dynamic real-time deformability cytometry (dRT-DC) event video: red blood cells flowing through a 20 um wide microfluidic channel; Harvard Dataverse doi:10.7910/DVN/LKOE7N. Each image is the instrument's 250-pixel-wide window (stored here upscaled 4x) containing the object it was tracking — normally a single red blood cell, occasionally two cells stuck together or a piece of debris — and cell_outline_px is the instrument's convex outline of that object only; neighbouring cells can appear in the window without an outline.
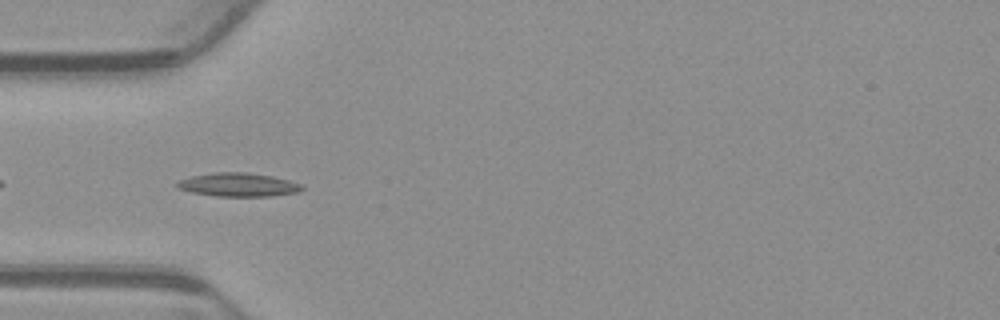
{"species": "common noctule bat (a hibernating species)", "species_latin": "Nyctalus noctula", "temperature_condition": "warm", "stored_images_in_passage": 39, "camera_frame_rate_fps": 3000, "um_per_image_px": 0.085, "animal": {"sex": "male", "body_mass_g": 23.1, "forearm_length_mm": 52.7}, "frame": {"image": 1, "passage_image": 3, "time_ms": 0.667, "image_size_px": [1000, 320], "cell_outline_px": [[304, 188], [300, 192], [272, 196], [216, 196], [192, 192], [176, 188], [176, 184], [180, 180], [192, 176], [212, 172], [248, 172], [272, 176], [288, 180], [300, 184]], "centroid_in_image_um": [20.26, 15.7], "position_along_channel_um": 64.7, "area_um2": 17.17}}
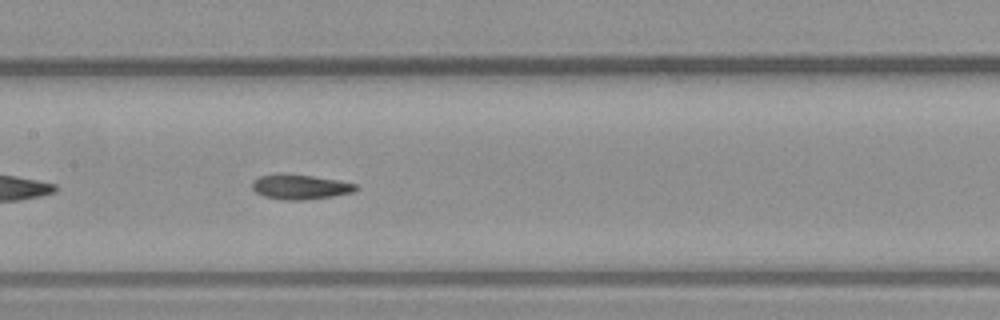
{"frame": {"image": 2, "passage_image": 12, "time_ms": 3.667, "image_size_px": [1000, 320], "cell_outline_px": [[360, 188], [356, 192], [308, 200], [284, 200], [264, 196], [256, 192], [252, 188], [252, 180], [260, 176], [280, 172], [312, 176], [340, 180], [356, 184]], "centroid_in_image_um": [25.53, 15.87], "position_along_channel_um": 181.9, "area_um2": 15.37}}
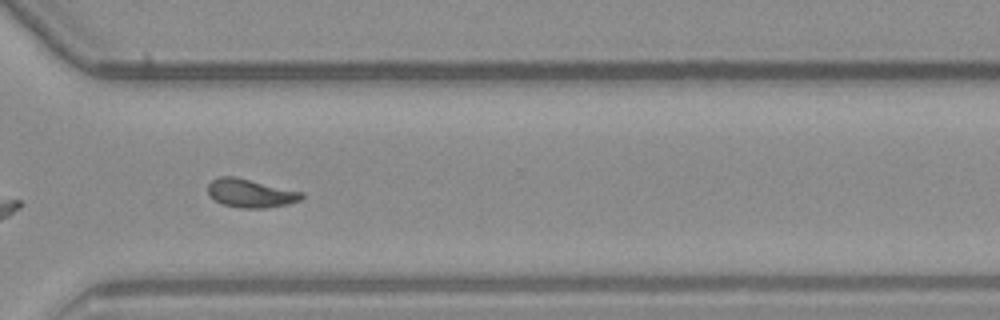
{"frame": {"image": 3, "passage_image": 25, "time_ms": 8.0, "image_size_px": [1000, 320], "cell_outline_px": [[304, 196], [300, 200], [288, 204], [264, 208], [240, 208], [224, 204], [208, 196], [208, 184], [212, 180], [220, 176], [236, 176], [304, 192]], "centroid_in_image_um": [21.3, 16.41], "position_along_channel_um": 349.3, "area_um2": 15.66}, "authors_computed_cell_mechanics": {"area_um2": 15.1436, "velocity_mm_per_s": 3.8734, "shape_relaxation_time_tau1_ms": null, "shape_relaxation_time_tau2_ms": 1.673, "deformation_change_tau1": null, "deformation_change_tau2": 0.0734}}